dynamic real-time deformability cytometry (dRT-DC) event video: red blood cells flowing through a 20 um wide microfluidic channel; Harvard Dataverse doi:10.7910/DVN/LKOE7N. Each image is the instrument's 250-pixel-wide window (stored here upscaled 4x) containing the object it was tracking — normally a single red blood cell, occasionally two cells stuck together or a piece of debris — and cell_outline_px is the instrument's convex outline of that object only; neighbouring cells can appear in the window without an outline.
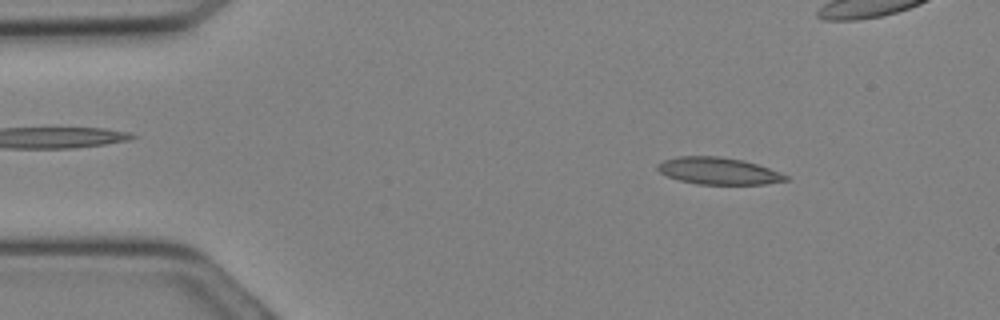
{"species": "Egyptian fruit bat (a non-hibernating species)", "species_latin": "Rousettus aegyptiacus", "temperature_condition": "cold", "stored_images_in_passage": 31, "camera_frame_rate_fps": 3000, "um_per_image_px": 0.085, "animal": {"sex": "female"}, "frame": {"image": 1, "passage_image": 4, "time_ms": 1.0, "image_size_px": [1000, 320], "cell_outline_px": [[788, 180], [764, 184], [696, 184], [680, 180], [668, 176], [660, 172], [656, 168], [656, 164], [664, 160], [676, 156], [720, 156], [744, 160], [780, 172], [788, 176]], "centroid_in_image_um": [61.04, 14.52], "position_along_channel_um": 24.0, "area_um2": 20.11}}
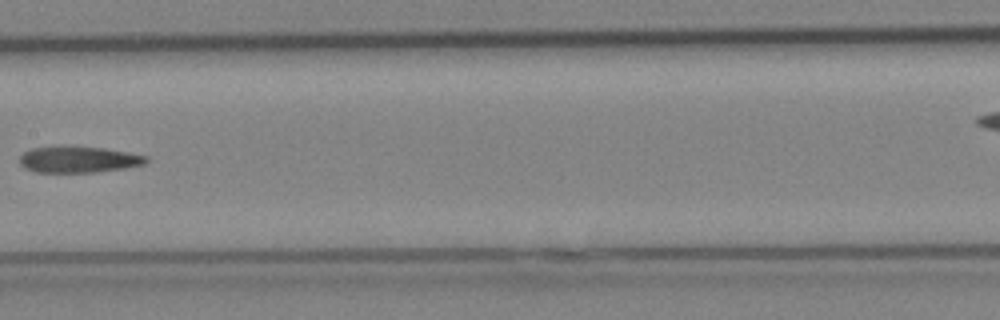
{"frame": {"image": 2, "passage_image": 15, "time_ms": 4.667, "image_size_px": [1000, 320], "cell_outline_px": [[148, 160], [144, 164], [124, 168], [96, 172], [36, 172], [24, 168], [20, 164], [20, 156], [24, 152], [32, 148], [104, 148], [128, 152], [148, 156]], "centroid_in_image_um": [6.7, 13.59], "position_along_channel_um": 200.7, "area_um2": 18.79}}
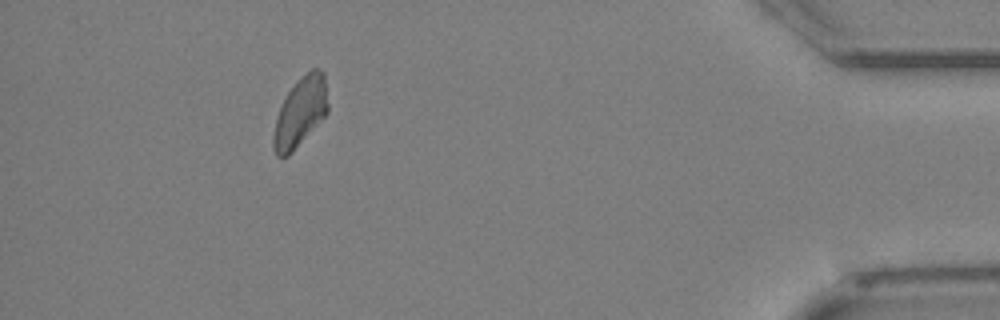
{"frame": {"image": 3, "passage_image": 31, "time_ms": 10.0, "image_size_px": [1000, 320], "cell_outline_px": [[328, 112], [292, 152], [288, 156], [276, 156], [272, 148], [272, 136], [276, 120], [280, 108], [288, 92], [312, 68], [316, 68], [324, 72], [328, 104]], "centroid_in_image_um": [25.52, 9.57], "position_along_channel_um": 409.7, "area_um2": 21.5}}